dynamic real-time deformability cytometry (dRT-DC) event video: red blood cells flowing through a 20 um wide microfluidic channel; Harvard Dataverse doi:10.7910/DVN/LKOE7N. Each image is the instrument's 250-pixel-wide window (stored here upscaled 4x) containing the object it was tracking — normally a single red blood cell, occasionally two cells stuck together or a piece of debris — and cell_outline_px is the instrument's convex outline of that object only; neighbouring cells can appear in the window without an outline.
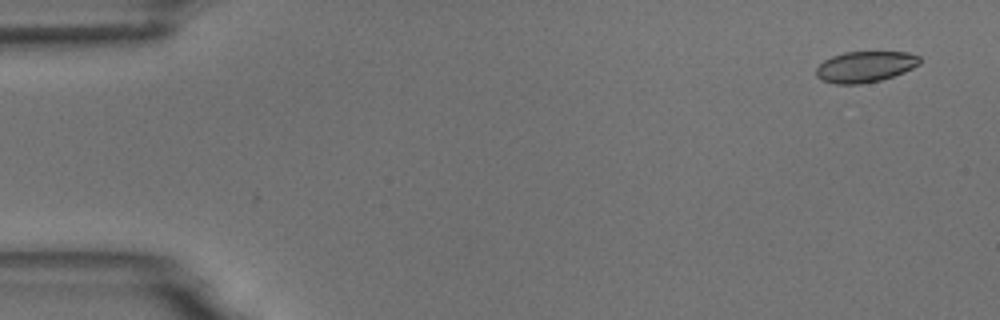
{"species": "common noctule bat (a hibernating species)", "species_latin": "Nyctalus noctula", "temperature_condition": "room temperature", "stored_images_in_passage": 5, "camera_frame_rate_fps": 3000, "um_per_image_px": 0.085, "animal": {"sex": "male", "body_mass_g": 18.8}, "frame": {"image": 1, "passage_image": 1, "time_ms": 0.0, "image_size_px": [1000, 320], "cell_outline_px": [[920, 64], [904, 72], [880, 80], [860, 84], [836, 84], [820, 80], [816, 76], [816, 68], [824, 60], [832, 56], [844, 52], [908, 52], [920, 56]], "centroid_in_image_um": [73.52, 5.67], "position_along_channel_um": 11.5, "area_um2": 18.73}}
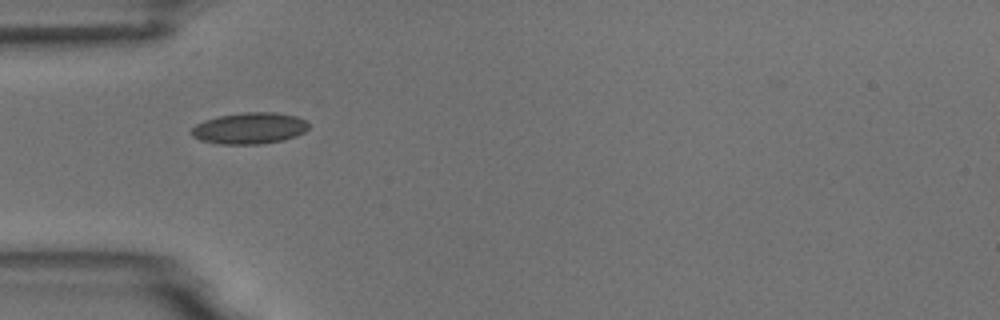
{"frame": {"image": 2, "passage_image": 5, "time_ms": 4.667, "image_size_px": [1000, 320], "cell_outline_px": [[308, 128], [304, 132], [296, 136], [284, 140], [260, 144], [216, 144], [200, 140], [192, 136], [192, 128], [196, 124], [204, 120], [220, 116], [244, 112], [276, 112], [296, 116], [308, 120]], "centroid_in_image_um": [21.23, 10.9], "position_along_channel_um": 63.8, "area_um2": 21.56}}